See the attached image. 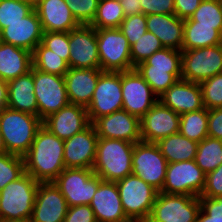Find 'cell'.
I'll return each instance as SVG.
<instances>
[{"instance_id": "cell-1", "label": "cell", "mask_w": 222, "mask_h": 222, "mask_svg": "<svg viewBox=\"0 0 222 222\" xmlns=\"http://www.w3.org/2000/svg\"><path fill=\"white\" fill-rule=\"evenodd\" d=\"M63 155L64 140L42 125L23 156L25 172L38 182H53L65 169Z\"/></svg>"}, {"instance_id": "cell-2", "label": "cell", "mask_w": 222, "mask_h": 222, "mask_svg": "<svg viewBox=\"0 0 222 222\" xmlns=\"http://www.w3.org/2000/svg\"><path fill=\"white\" fill-rule=\"evenodd\" d=\"M134 144L120 139L98 138L93 172L102 180L111 182L132 174Z\"/></svg>"}, {"instance_id": "cell-3", "label": "cell", "mask_w": 222, "mask_h": 222, "mask_svg": "<svg viewBox=\"0 0 222 222\" xmlns=\"http://www.w3.org/2000/svg\"><path fill=\"white\" fill-rule=\"evenodd\" d=\"M39 182L24 173L0 191V222L30 221Z\"/></svg>"}, {"instance_id": "cell-4", "label": "cell", "mask_w": 222, "mask_h": 222, "mask_svg": "<svg viewBox=\"0 0 222 222\" xmlns=\"http://www.w3.org/2000/svg\"><path fill=\"white\" fill-rule=\"evenodd\" d=\"M42 120L33 114L4 107L0 111V132L7 153L24 156L31 147Z\"/></svg>"}, {"instance_id": "cell-5", "label": "cell", "mask_w": 222, "mask_h": 222, "mask_svg": "<svg viewBox=\"0 0 222 222\" xmlns=\"http://www.w3.org/2000/svg\"><path fill=\"white\" fill-rule=\"evenodd\" d=\"M102 179L92 169L65 168L53 181L68 207L90 205Z\"/></svg>"}, {"instance_id": "cell-6", "label": "cell", "mask_w": 222, "mask_h": 222, "mask_svg": "<svg viewBox=\"0 0 222 222\" xmlns=\"http://www.w3.org/2000/svg\"><path fill=\"white\" fill-rule=\"evenodd\" d=\"M100 69L124 72L132 66L130 45L119 28L96 29Z\"/></svg>"}, {"instance_id": "cell-7", "label": "cell", "mask_w": 222, "mask_h": 222, "mask_svg": "<svg viewBox=\"0 0 222 222\" xmlns=\"http://www.w3.org/2000/svg\"><path fill=\"white\" fill-rule=\"evenodd\" d=\"M123 210L129 219L149 218L158 191L134 174L116 182Z\"/></svg>"}, {"instance_id": "cell-8", "label": "cell", "mask_w": 222, "mask_h": 222, "mask_svg": "<svg viewBox=\"0 0 222 222\" xmlns=\"http://www.w3.org/2000/svg\"><path fill=\"white\" fill-rule=\"evenodd\" d=\"M167 160L156 143L139 141L134 144L132 154V174L151 185L158 192L166 178Z\"/></svg>"}, {"instance_id": "cell-9", "label": "cell", "mask_w": 222, "mask_h": 222, "mask_svg": "<svg viewBox=\"0 0 222 222\" xmlns=\"http://www.w3.org/2000/svg\"><path fill=\"white\" fill-rule=\"evenodd\" d=\"M181 51L182 79L201 83L216 74L222 73V44Z\"/></svg>"}, {"instance_id": "cell-10", "label": "cell", "mask_w": 222, "mask_h": 222, "mask_svg": "<svg viewBox=\"0 0 222 222\" xmlns=\"http://www.w3.org/2000/svg\"><path fill=\"white\" fill-rule=\"evenodd\" d=\"M201 209L199 197L158 192L151 222H196Z\"/></svg>"}, {"instance_id": "cell-11", "label": "cell", "mask_w": 222, "mask_h": 222, "mask_svg": "<svg viewBox=\"0 0 222 222\" xmlns=\"http://www.w3.org/2000/svg\"><path fill=\"white\" fill-rule=\"evenodd\" d=\"M86 108L90 123L123 109L121 72L103 71L100 74L93 97Z\"/></svg>"}, {"instance_id": "cell-12", "label": "cell", "mask_w": 222, "mask_h": 222, "mask_svg": "<svg viewBox=\"0 0 222 222\" xmlns=\"http://www.w3.org/2000/svg\"><path fill=\"white\" fill-rule=\"evenodd\" d=\"M206 174L195 160L168 163L162 190L165 194L199 197L204 189Z\"/></svg>"}, {"instance_id": "cell-13", "label": "cell", "mask_w": 222, "mask_h": 222, "mask_svg": "<svg viewBox=\"0 0 222 222\" xmlns=\"http://www.w3.org/2000/svg\"><path fill=\"white\" fill-rule=\"evenodd\" d=\"M34 93L38 117L43 121L69 104L64 76L45 73L34 68Z\"/></svg>"}, {"instance_id": "cell-14", "label": "cell", "mask_w": 222, "mask_h": 222, "mask_svg": "<svg viewBox=\"0 0 222 222\" xmlns=\"http://www.w3.org/2000/svg\"><path fill=\"white\" fill-rule=\"evenodd\" d=\"M123 110L142 118L158 101V96L136 69L121 72Z\"/></svg>"}, {"instance_id": "cell-15", "label": "cell", "mask_w": 222, "mask_h": 222, "mask_svg": "<svg viewBox=\"0 0 222 222\" xmlns=\"http://www.w3.org/2000/svg\"><path fill=\"white\" fill-rule=\"evenodd\" d=\"M70 68L100 69L96 29L79 25L69 32Z\"/></svg>"}, {"instance_id": "cell-16", "label": "cell", "mask_w": 222, "mask_h": 222, "mask_svg": "<svg viewBox=\"0 0 222 222\" xmlns=\"http://www.w3.org/2000/svg\"><path fill=\"white\" fill-rule=\"evenodd\" d=\"M92 124L98 138L120 139L131 143L142 140L140 118L123 109L102 116Z\"/></svg>"}, {"instance_id": "cell-17", "label": "cell", "mask_w": 222, "mask_h": 222, "mask_svg": "<svg viewBox=\"0 0 222 222\" xmlns=\"http://www.w3.org/2000/svg\"><path fill=\"white\" fill-rule=\"evenodd\" d=\"M98 135L92 123L64 140L65 168L92 169L96 157Z\"/></svg>"}, {"instance_id": "cell-18", "label": "cell", "mask_w": 222, "mask_h": 222, "mask_svg": "<svg viewBox=\"0 0 222 222\" xmlns=\"http://www.w3.org/2000/svg\"><path fill=\"white\" fill-rule=\"evenodd\" d=\"M180 115L159 100L140 119L141 138L145 142L158 140L179 132Z\"/></svg>"}, {"instance_id": "cell-19", "label": "cell", "mask_w": 222, "mask_h": 222, "mask_svg": "<svg viewBox=\"0 0 222 222\" xmlns=\"http://www.w3.org/2000/svg\"><path fill=\"white\" fill-rule=\"evenodd\" d=\"M68 205L54 182H39L30 222H63Z\"/></svg>"}, {"instance_id": "cell-20", "label": "cell", "mask_w": 222, "mask_h": 222, "mask_svg": "<svg viewBox=\"0 0 222 222\" xmlns=\"http://www.w3.org/2000/svg\"><path fill=\"white\" fill-rule=\"evenodd\" d=\"M90 124L87 108L69 103L42 121V125L58 138L66 140Z\"/></svg>"}, {"instance_id": "cell-21", "label": "cell", "mask_w": 222, "mask_h": 222, "mask_svg": "<svg viewBox=\"0 0 222 222\" xmlns=\"http://www.w3.org/2000/svg\"><path fill=\"white\" fill-rule=\"evenodd\" d=\"M43 28L37 12L33 9L27 16L15 23L8 24L0 32V39L4 43L23 48L32 52L41 43Z\"/></svg>"}, {"instance_id": "cell-22", "label": "cell", "mask_w": 222, "mask_h": 222, "mask_svg": "<svg viewBox=\"0 0 222 222\" xmlns=\"http://www.w3.org/2000/svg\"><path fill=\"white\" fill-rule=\"evenodd\" d=\"M90 207L97 222H127L116 182L102 180Z\"/></svg>"}, {"instance_id": "cell-23", "label": "cell", "mask_w": 222, "mask_h": 222, "mask_svg": "<svg viewBox=\"0 0 222 222\" xmlns=\"http://www.w3.org/2000/svg\"><path fill=\"white\" fill-rule=\"evenodd\" d=\"M158 100L181 115L204 108L200 83L178 79Z\"/></svg>"}, {"instance_id": "cell-24", "label": "cell", "mask_w": 222, "mask_h": 222, "mask_svg": "<svg viewBox=\"0 0 222 222\" xmlns=\"http://www.w3.org/2000/svg\"><path fill=\"white\" fill-rule=\"evenodd\" d=\"M34 9L44 32H70L80 25L65 0H38Z\"/></svg>"}, {"instance_id": "cell-25", "label": "cell", "mask_w": 222, "mask_h": 222, "mask_svg": "<svg viewBox=\"0 0 222 222\" xmlns=\"http://www.w3.org/2000/svg\"><path fill=\"white\" fill-rule=\"evenodd\" d=\"M102 72L101 69L69 68L64 76L69 102L87 107Z\"/></svg>"}, {"instance_id": "cell-26", "label": "cell", "mask_w": 222, "mask_h": 222, "mask_svg": "<svg viewBox=\"0 0 222 222\" xmlns=\"http://www.w3.org/2000/svg\"><path fill=\"white\" fill-rule=\"evenodd\" d=\"M147 31L153 33L165 48L181 50L184 20L175 14H151L146 16Z\"/></svg>"}, {"instance_id": "cell-27", "label": "cell", "mask_w": 222, "mask_h": 222, "mask_svg": "<svg viewBox=\"0 0 222 222\" xmlns=\"http://www.w3.org/2000/svg\"><path fill=\"white\" fill-rule=\"evenodd\" d=\"M7 107L38 116L37 99L34 93V67L27 74L9 82Z\"/></svg>"}, {"instance_id": "cell-28", "label": "cell", "mask_w": 222, "mask_h": 222, "mask_svg": "<svg viewBox=\"0 0 222 222\" xmlns=\"http://www.w3.org/2000/svg\"><path fill=\"white\" fill-rule=\"evenodd\" d=\"M33 66L32 52L1 42L0 78L5 82L27 74Z\"/></svg>"}, {"instance_id": "cell-29", "label": "cell", "mask_w": 222, "mask_h": 222, "mask_svg": "<svg viewBox=\"0 0 222 222\" xmlns=\"http://www.w3.org/2000/svg\"><path fill=\"white\" fill-rule=\"evenodd\" d=\"M156 145L168 163L194 160L198 148V142L180 132L158 140Z\"/></svg>"}, {"instance_id": "cell-30", "label": "cell", "mask_w": 222, "mask_h": 222, "mask_svg": "<svg viewBox=\"0 0 222 222\" xmlns=\"http://www.w3.org/2000/svg\"><path fill=\"white\" fill-rule=\"evenodd\" d=\"M222 44V34L215 26L197 25V21H184L181 50L211 47Z\"/></svg>"}, {"instance_id": "cell-31", "label": "cell", "mask_w": 222, "mask_h": 222, "mask_svg": "<svg viewBox=\"0 0 222 222\" xmlns=\"http://www.w3.org/2000/svg\"><path fill=\"white\" fill-rule=\"evenodd\" d=\"M179 132L198 143L208 137V109L181 114Z\"/></svg>"}, {"instance_id": "cell-32", "label": "cell", "mask_w": 222, "mask_h": 222, "mask_svg": "<svg viewBox=\"0 0 222 222\" xmlns=\"http://www.w3.org/2000/svg\"><path fill=\"white\" fill-rule=\"evenodd\" d=\"M195 163L208 174L222 164V140L206 137L198 143Z\"/></svg>"}, {"instance_id": "cell-33", "label": "cell", "mask_w": 222, "mask_h": 222, "mask_svg": "<svg viewBox=\"0 0 222 222\" xmlns=\"http://www.w3.org/2000/svg\"><path fill=\"white\" fill-rule=\"evenodd\" d=\"M135 69L158 97L181 79V70L151 69V65H138Z\"/></svg>"}, {"instance_id": "cell-34", "label": "cell", "mask_w": 222, "mask_h": 222, "mask_svg": "<svg viewBox=\"0 0 222 222\" xmlns=\"http://www.w3.org/2000/svg\"><path fill=\"white\" fill-rule=\"evenodd\" d=\"M33 67L45 73L65 76L69 70L68 62L46 48L42 43L38 44L32 53Z\"/></svg>"}, {"instance_id": "cell-35", "label": "cell", "mask_w": 222, "mask_h": 222, "mask_svg": "<svg viewBox=\"0 0 222 222\" xmlns=\"http://www.w3.org/2000/svg\"><path fill=\"white\" fill-rule=\"evenodd\" d=\"M124 18L119 0H100L96 16L90 25L95 29L119 28Z\"/></svg>"}, {"instance_id": "cell-36", "label": "cell", "mask_w": 222, "mask_h": 222, "mask_svg": "<svg viewBox=\"0 0 222 222\" xmlns=\"http://www.w3.org/2000/svg\"><path fill=\"white\" fill-rule=\"evenodd\" d=\"M184 21H197V25L215 26L222 34V5L220 0H202L199 7Z\"/></svg>"}, {"instance_id": "cell-37", "label": "cell", "mask_w": 222, "mask_h": 222, "mask_svg": "<svg viewBox=\"0 0 222 222\" xmlns=\"http://www.w3.org/2000/svg\"><path fill=\"white\" fill-rule=\"evenodd\" d=\"M161 41L150 31H147L130 46L132 66L135 68L156 51L163 49Z\"/></svg>"}, {"instance_id": "cell-38", "label": "cell", "mask_w": 222, "mask_h": 222, "mask_svg": "<svg viewBox=\"0 0 222 222\" xmlns=\"http://www.w3.org/2000/svg\"><path fill=\"white\" fill-rule=\"evenodd\" d=\"M34 9V5L27 1L0 0V32L8 24L20 21Z\"/></svg>"}, {"instance_id": "cell-39", "label": "cell", "mask_w": 222, "mask_h": 222, "mask_svg": "<svg viewBox=\"0 0 222 222\" xmlns=\"http://www.w3.org/2000/svg\"><path fill=\"white\" fill-rule=\"evenodd\" d=\"M25 173L24 158L19 155L4 153L0 155V191Z\"/></svg>"}, {"instance_id": "cell-40", "label": "cell", "mask_w": 222, "mask_h": 222, "mask_svg": "<svg viewBox=\"0 0 222 222\" xmlns=\"http://www.w3.org/2000/svg\"><path fill=\"white\" fill-rule=\"evenodd\" d=\"M182 51L172 48H163L153 53L139 65H151V69L181 70Z\"/></svg>"}, {"instance_id": "cell-41", "label": "cell", "mask_w": 222, "mask_h": 222, "mask_svg": "<svg viewBox=\"0 0 222 222\" xmlns=\"http://www.w3.org/2000/svg\"><path fill=\"white\" fill-rule=\"evenodd\" d=\"M203 105L206 109L222 108V73L200 83Z\"/></svg>"}, {"instance_id": "cell-42", "label": "cell", "mask_w": 222, "mask_h": 222, "mask_svg": "<svg viewBox=\"0 0 222 222\" xmlns=\"http://www.w3.org/2000/svg\"><path fill=\"white\" fill-rule=\"evenodd\" d=\"M79 24L90 25L94 20L100 0H65Z\"/></svg>"}, {"instance_id": "cell-43", "label": "cell", "mask_w": 222, "mask_h": 222, "mask_svg": "<svg viewBox=\"0 0 222 222\" xmlns=\"http://www.w3.org/2000/svg\"><path fill=\"white\" fill-rule=\"evenodd\" d=\"M119 29L131 46L147 32L146 15L141 13L125 17L120 24Z\"/></svg>"}, {"instance_id": "cell-44", "label": "cell", "mask_w": 222, "mask_h": 222, "mask_svg": "<svg viewBox=\"0 0 222 222\" xmlns=\"http://www.w3.org/2000/svg\"><path fill=\"white\" fill-rule=\"evenodd\" d=\"M41 43L65 61L69 62V32H44Z\"/></svg>"}, {"instance_id": "cell-45", "label": "cell", "mask_w": 222, "mask_h": 222, "mask_svg": "<svg viewBox=\"0 0 222 222\" xmlns=\"http://www.w3.org/2000/svg\"><path fill=\"white\" fill-rule=\"evenodd\" d=\"M201 209L196 222H222V197H199Z\"/></svg>"}, {"instance_id": "cell-46", "label": "cell", "mask_w": 222, "mask_h": 222, "mask_svg": "<svg viewBox=\"0 0 222 222\" xmlns=\"http://www.w3.org/2000/svg\"><path fill=\"white\" fill-rule=\"evenodd\" d=\"M199 197H222V164L206 174L204 189Z\"/></svg>"}, {"instance_id": "cell-47", "label": "cell", "mask_w": 222, "mask_h": 222, "mask_svg": "<svg viewBox=\"0 0 222 222\" xmlns=\"http://www.w3.org/2000/svg\"><path fill=\"white\" fill-rule=\"evenodd\" d=\"M142 13L146 16L151 14H174V0H140Z\"/></svg>"}, {"instance_id": "cell-48", "label": "cell", "mask_w": 222, "mask_h": 222, "mask_svg": "<svg viewBox=\"0 0 222 222\" xmlns=\"http://www.w3.org/2000/svg\"><path fill=\"white\" fill-rule=\"evenodd\" d=\"M63 222H97L90 205L68 207Z\"/></svg>"}, {"instance_id": "cell-49", "label": "cell", "mask_w": 222, "mask_h": 222, "mask_svg": "<svg viewBox=\"0 0 222 222\" xmlns=\"http://www.w3.org/2000/svg\"><path fill=\"white\" fill-rule=\"evenodd\" d=\"M208 137L222 140V108L208 110Z\"/></svg>"}, {"instance_id": "cell-50", "label": "cell", "mask_w": 222, "mask_h": 222, "mask_svg": "<svg viewBox=\"0 0 222 222\" xmlns=\"http://www.w3.org/2000/svg\"><path fill=\"white\" fill-rule=\"evenodd\" d=\"M202 0H174L175 15L183 20L190 16L199 7Z\"/></svg>"}, {"instance_id": "cell-51", "label": "cell", "mask_w": 222, "mask_h": 222, "mask_svg": "<svg viewBox=\"0 0 222 222\" xmlns=\"http://www.w3.org/2000/svg\"><path fill=\"white\" fill-rule=\"evenodd\" d=\"M125 17L142 13L140 0H119Z\"/></svg>"}, {"instance_id": "cell-52", "label": "cell", "mask_w": 222, "mask_h": 222, "mask_svg": "<svg viewBox=\"0 0 222 222\" xmlns=\"http://www.w3.org/2000/svg\"><path fill=\"white\" fill-rule=\"evenodd\" d=\"M8 101V86L7 82L0 78V111L7 107Z\"/></svg>"}, {"instance_id": "cell-53", "label": "cell", "mask_w": 222, "mask_h": 222, "mask_svg": "<svg viewBox=\"0 0 222 222\" xmlns=\"http://www.w3.org/2000/svg\"><path fill=\"white\" fill-rule=\"evenodd\" d=\"M4 153H7V151H6V148H5V145H4V142H3V138H2V135H1V132H0V155L4 154Z\"/></svg>"}, {"instance_id": "cell-54", "label": "cell", "mask_w": 222, "mask_h": 222, "mask_svg": "<svg viewBox=\"0 0 222 222\" xmlns=\"http://www.w3.org/2000/svg\"><path fill=\"white\" fill-rule=\"evenodd\" d=\"M127 222H151L149 218L129 219Z\"/></svg>"}, {"instance_id": "cell-55", "label": "cell", "mask_w": 222, "mask_h": 222, "mask_svg": "<svg viewBox=\"0 0 222 222\" xmlns=\"http://www.w3.org/2000/svg\"><path fill=\"white\" fill-rule=\"evenodd\" d=\"M20 1H27L31 3L32 5H35L38 0H20Z\"/></svg>"}]
</instances>
